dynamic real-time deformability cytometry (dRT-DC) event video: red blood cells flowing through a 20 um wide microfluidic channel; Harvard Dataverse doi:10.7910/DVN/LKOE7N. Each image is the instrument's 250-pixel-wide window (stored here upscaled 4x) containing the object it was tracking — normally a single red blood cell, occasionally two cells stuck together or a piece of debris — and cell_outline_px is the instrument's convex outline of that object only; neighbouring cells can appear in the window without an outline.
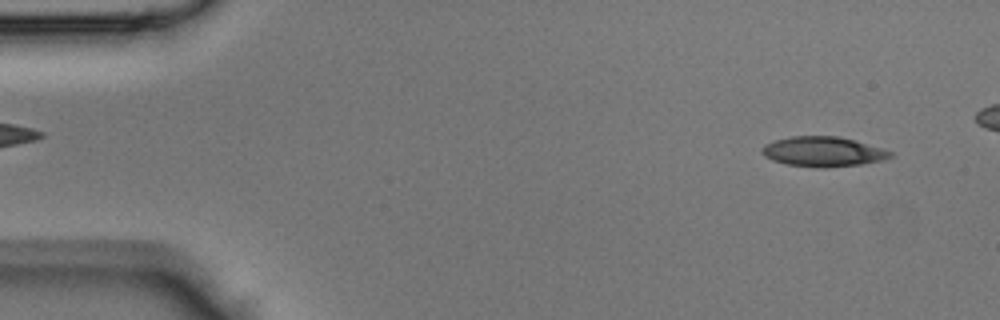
{"species": "Egyptian fruit bat (a non-hibernating species)", "species_latin": "Rousettus aegyptiacus", "temperature_condition": "room temperature", "stored_images_in_passage": 37, "camera_frame_rate_fps": 3000, "um_per_image_px": 0.085, "animal": {"sex": "male"}, "frame": {"image": 1, "passage_image": 1, "time_ms": 0.0, "image_size_px": [1000, 320], "cell_outline_px": [[892, 156], [880, 160], [860, 164], [824, 168], [820, 168], [788, 164], [772, 160], [764, 156], [764, 144], [776, 140], [792, 136], [840, 136], [856, 140], [884, 148], [892, 152]], "centroid_in_image_um": [70.0, 12.88], "position_along_channel_um": 15.0, "area_um2": 22.2}}
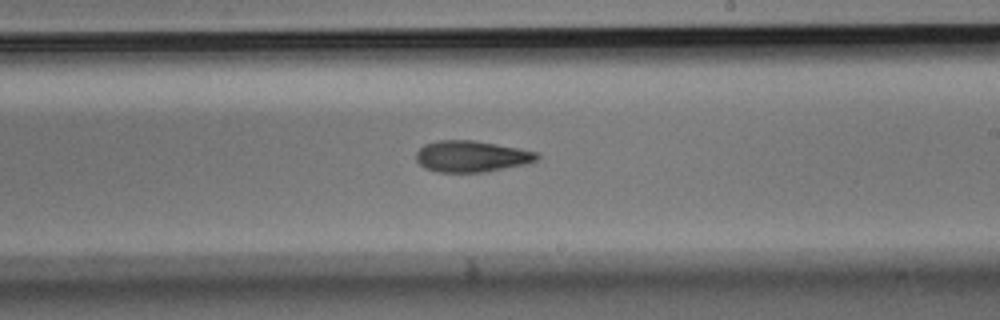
{"frame": {"image": 2, "passage_image": 23, "time_ms": 7.333, "image_size_px": [1000, 320], "cell_outline_px": [[540, 156], [536, 160], [528, 164], [484, 172], [440, 172], [424, 168], [416, 160], [416, 152], [424, 144], [440, 140], [472, 140], [520, 148], [540, 152]], "centroid_in_image_um": [40.11, 13.29], "position_along_channel_um": 248.9, "area_um2": 22.2}}
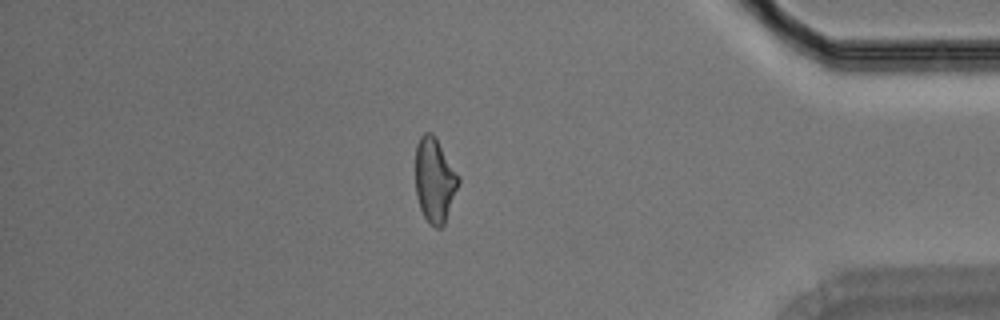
{"frame": {"image": 3, "passage_image": 35, "time_ms": 11.333, "image_size_px": [1000, 320], "cell_outline_px": [[460, 180], [444, 224], [440, 228], [436, 228], [428, 224], [420, 208], [416, 196], [416, 144], [420, 136], [424, 132], [432, 132], [436, 136], [460, 176]], "centroid_in_image_um": [36.94, 15.28], "position_along_channel_um": 398.3, "area_um2": 21.39}}